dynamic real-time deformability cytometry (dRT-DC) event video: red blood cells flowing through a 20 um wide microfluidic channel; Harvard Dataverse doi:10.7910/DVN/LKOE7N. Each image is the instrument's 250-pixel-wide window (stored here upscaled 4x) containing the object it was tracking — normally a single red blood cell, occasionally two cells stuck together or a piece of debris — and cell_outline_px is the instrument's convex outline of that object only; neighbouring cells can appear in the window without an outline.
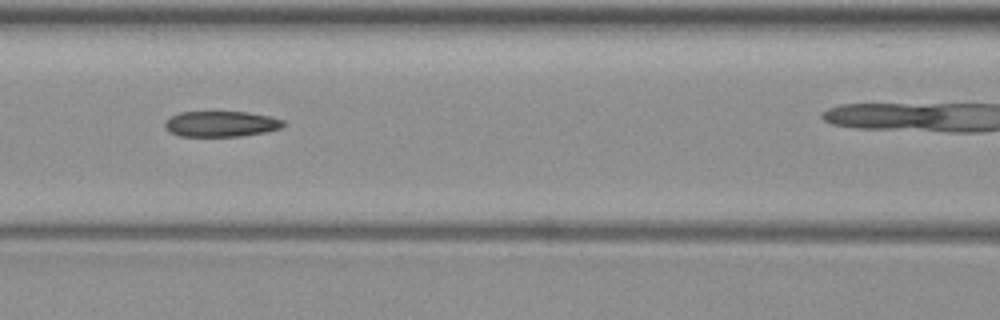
{"species": "common noctule bat (a hibernating species)", "species_latin": "Nyctalus noctula", "temperature_condition": "warm", "stored_images_in_passage": 10, "camera_frame_rate_fps": 3000, "um_per_image_px": 0.085, "animal": {"sex": "female", "body_mass_g": 19.3, "forearm_length_mm": 54.1}, "frame": {"image": 1, "passage_image": 7, "time_ms": 7.667, "image_size_px": [1000, 320], "cell_outline_px": [[288, 124], [284, 128], [264, 132], [240, 136], [180, 136], [168, 132], [164, 128], [164, 120], [180, 112], [248, 112], [268, 116], [284, 120]], "centroid_in_image_um": [18.8, 10.53], "position_along_channel_um": 147.8, "area_um2": 17.92}}
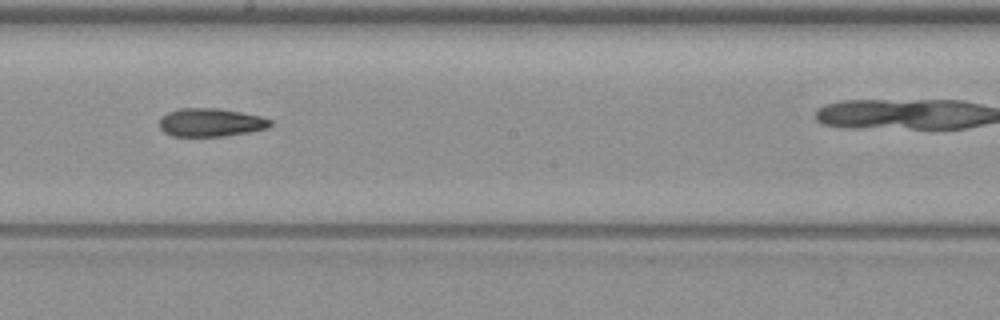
{"frame": {"image": 2, "passage_image": 9, "time_ms": 10.0, "image_size_px": [1000, 320], "cell_outline_px": [[272, 124], [268, 128], [248, 132], [224, 136], [172, 136], [164, 132], [160, 128], [160, 116], [168, 112], [180, 108], [216, 108], [240, 112], [260, 116], [272, 120]], "centroid_in_image_um": [17.89, 10.41], "position_along_channel_um": 230.3, "area_um2": 18.26}}